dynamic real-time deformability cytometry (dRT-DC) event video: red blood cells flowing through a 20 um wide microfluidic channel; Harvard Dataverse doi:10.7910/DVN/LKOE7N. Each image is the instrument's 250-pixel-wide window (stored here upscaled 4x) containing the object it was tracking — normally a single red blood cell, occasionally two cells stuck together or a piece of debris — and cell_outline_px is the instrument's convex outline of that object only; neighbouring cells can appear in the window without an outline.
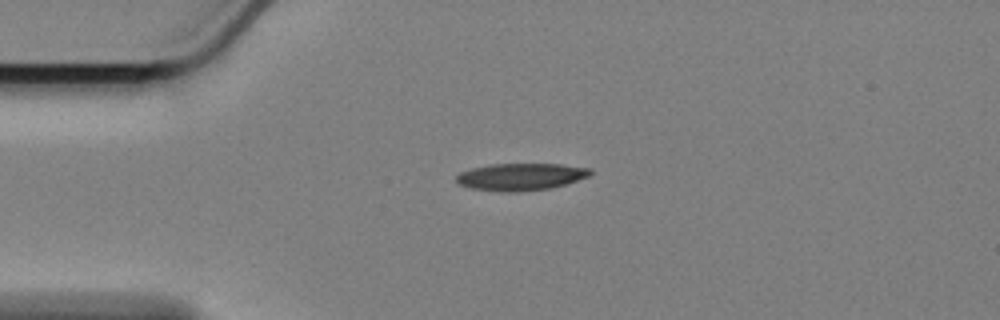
{"species": "Egyptian fruit bat (a non-hibernating species)", "species_latin": "Rousettus aegyptiacus", "temperature_condition": "cold", "stored_images_in_passage": 39, "camera_frame_rate_fps": 3000, "um_per_image_px": 0.085, "animal": {"sex": "female"}, "frame": {"image": 1, "passage_image": 1, "time_ms": 0.0, "image_size_px": [1000, 320], "cell_outline_px": [[592, 172], [588, 176], [552, 188], [520, 192], [500, 192], [472, 188], [460, 184], [456, 180], [456, 176], [460, 172], [472, 168], [492, 164], [560, 164], [592, 168]], "centroid_in_image_um": [44.27, 15.03], "position_along_channel_um": 40.7, "area_um2": 21.15}}
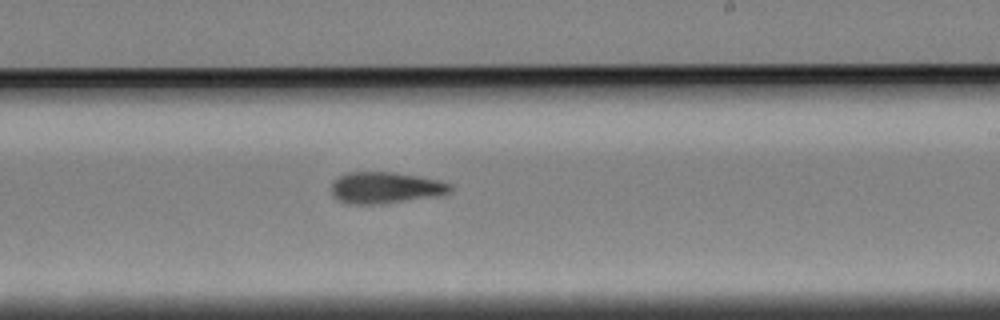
{"frame": {"image": 2, "passage_image": 22, "time_ms": 7.0, "image_size_px": [1000, 320], "cell_outline_px": [[452, 192], [444, 196], [380, 204], [348, 204], [332, 196], [332, 184], [340, 176], [348, 172], [396, 172], [440, 180], [452, 184]], "centroid_in_image_um": [32.85, 15.97], "position_along_channel_um": 256.1, "area_um2": 22.14}}
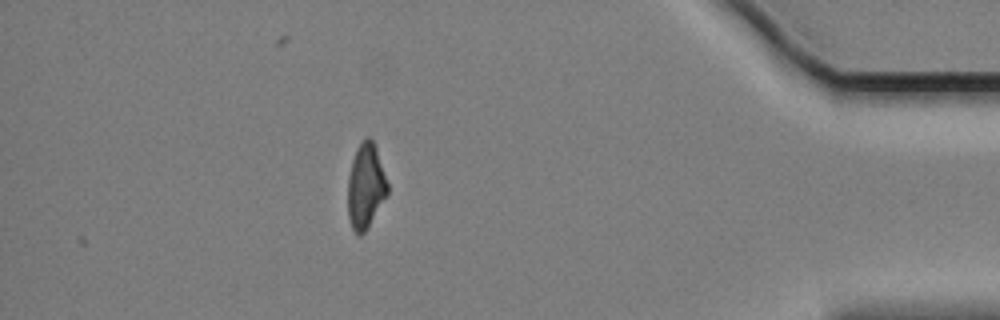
{"frame": {"image": 3, "passage_image": 39, "time_ms": 12.667, "image_size_px": [1000, 320], "cell_outline_px": [[388, 192], [364, 232], [360, 236], [352, 228], [348, 216], [348, 176], [352, 160], [356, 148], [368, 136], [372, 140], [376, 148], [388, 184]], "centroid_in_image_um": [31.06, 15.8], "position_along_channel_um": 404.1, "area_um2": 19.19}, "authors_computed_cell_mechanics": {"area_um2": 21.386, "velocity_mm_per_s": 3.407, "shape_relaxation_time_tau1_ms": 4.5717, "shape_relaxation_time_tau2_ms": 6.5568, "deformation_change_tau1": 0.1616, "deformation_change_tau2": 0.1769}}